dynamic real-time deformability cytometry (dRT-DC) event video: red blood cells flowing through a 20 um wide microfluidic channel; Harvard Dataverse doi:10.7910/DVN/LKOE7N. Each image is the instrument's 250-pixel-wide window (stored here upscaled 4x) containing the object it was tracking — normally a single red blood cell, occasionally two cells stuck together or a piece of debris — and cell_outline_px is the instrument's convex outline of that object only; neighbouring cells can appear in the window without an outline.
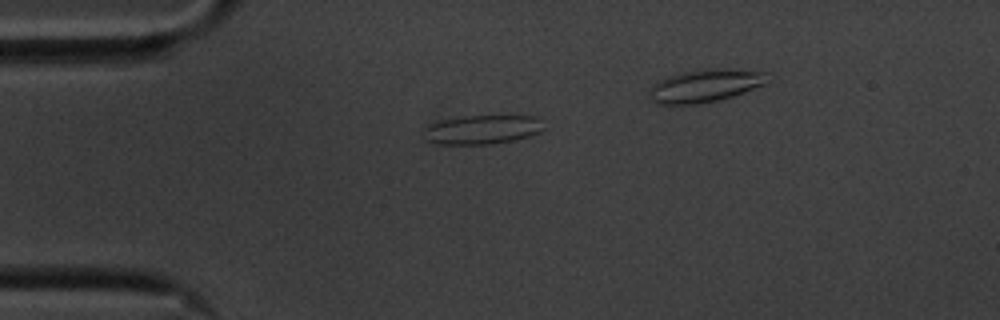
{"species": "common noctule bat (a hibernating species)", "species_latin": "Nyctalus noctula", "temperature_condition": "cold", "stored_images_in_passage": 37, "segment_of_instrument_passage": [1, 2], "camera_frame_rate_fps": 3000, "um_per_image_px": 0.085, "animal": {"sex": "male", "body_mass_g": 20.1, "forearm_length_mm": 53.5}, "frame": {"image": 1, "passage_image": 4, "time_ms": 1.0, "image_size_px": [1000, 320], "cell_outline_px": [[544, 128], [540, 132], [528, 136], [512, 140], [492, 144], [436, 144], [424, 140], [424, 128], [428, 124], [440, 120], [464, 116], [536, 116], [540, 120]], "centroid_in_image_um": [40.93, 11.02], "position_along_channel_um": 44.1, "area_um2": 20.4}}
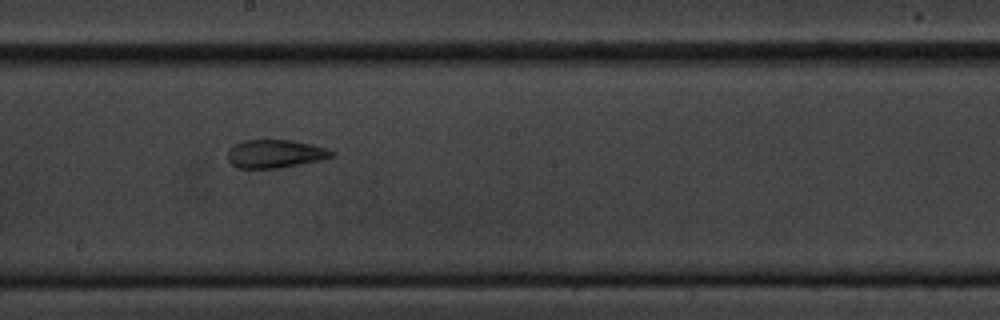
{"frame": {"image": 2, "passage_image": 21, "time_ms": 6.667, "image_size_px": [1000, 320], "cell_outline_px": [[336, 156], [320, 160], [280, 168], [236, 168], [228, 160], [228, 148], [232, 144], [244, 140], [292, 140], [312, 144], [336, 152]], "centroid_in_image_um": [23.37, 13.07], "position_along_channel_um": 224.8, "area_um2": 17.28}}
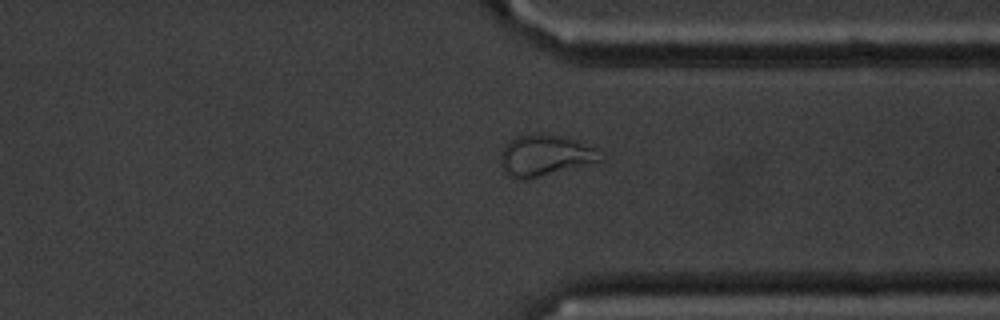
{"frame": {"image": 3, "passage_image": 33, "time_ms": 10.667, "image_size_px": [1000, 320], "cell_outline_px": [[604, 160], [528, 180], [520, 180], [508, 176], [504, 172], [500, 164], [500, 156], [504, 148], [516, 136], [532, 132], [536, 132], [560, 136], [576, 140], [592, 148]], "centroid_in_image_um": [46.26, 13.23], "position_along_channel_um": 365.1, "area_um2": 23.87}}